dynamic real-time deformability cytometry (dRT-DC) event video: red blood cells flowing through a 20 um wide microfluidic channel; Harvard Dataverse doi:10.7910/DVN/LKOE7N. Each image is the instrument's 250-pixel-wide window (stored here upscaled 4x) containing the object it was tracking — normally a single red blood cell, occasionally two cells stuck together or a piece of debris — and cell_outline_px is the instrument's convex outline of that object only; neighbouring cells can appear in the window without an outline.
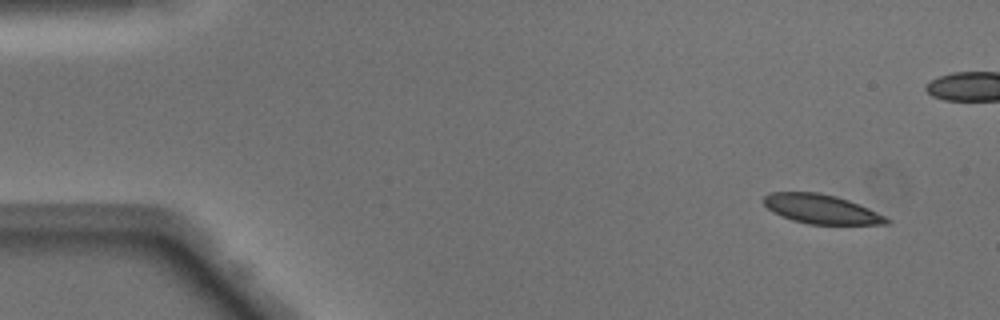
{"species": "Egyptian fruit bat (a non-hibernating species)", "species_latin": "Rousettus aegyptiacus", "temperature_condition": "warm", "stored_images_in_passage": 48, "camera_frame_rate_fps": 3000, "um_per_image_px": 0.085, "animal": {"sex": "male"}, "frame": {"image": 1, "passage_image": 1, "time_ms": 0.0, "image_size_px": [1000, 320], "cell_outline_px": [[892, 220], [888, 224], [808, 224], [792, 220], [772, 212], [764, 204], [764, 196], [772, 192], [820, 192], [836, 196], [848, 200], [868, 208]], "centroid_in_image_um": [69.79, 17.77], "position_along_channel_um": 15.2, "area_um2": 20.81}}
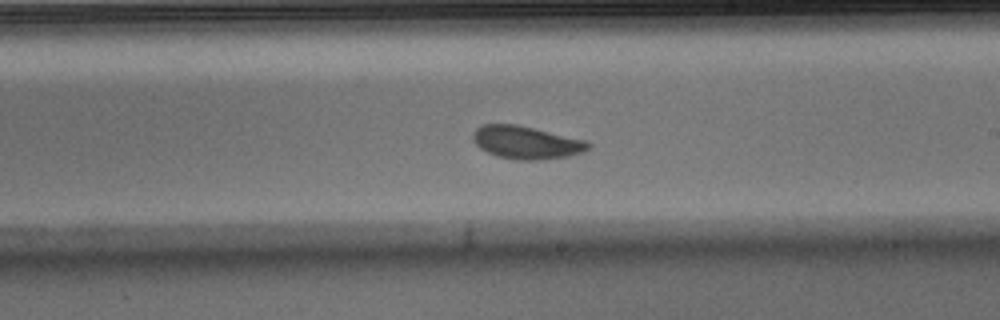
{"frame": {"image": 2, "passage_image": 26, "time_ms": 8.333, "image_size_px": [1000, 320], "cell_outline_px": [[592, 148], [584, 152], [568, 156], [540, 160], [516, 160], [496, 156], [480, 148], [472, 140], [472, 136], [476, 128], [480, 124], [516, 124], [588, 140], [592, 144]], "centroid_in_image_um": [44.77, 12.11], "position_along_channel_um": 244.2, "area_um2": 22.43}}
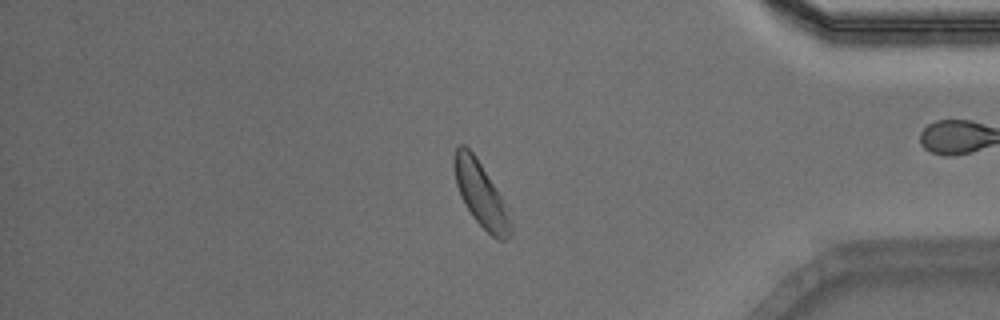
{"frame": {"image": 3, "passage_image": 39, "time_ms": 12.667, "image_size_px": [1000, 320], "cell_outline_px": [[512, 236], [508, 240], [500, 240], [492, 236], [472, 216], [460, 196], [456, 184], [452, 160], [456, 148], [460, 144], [464, 144], [476, 156], [508, 208], [512, 228]], "centroid_in_image_um": [40.87, 16.52], "position_along_channel_um": 394.3, "area_um2": 21.27}, "authors_computed_cell_mechanics": {"area_um2": 21.675, "velocity_mm_per_s": 4.0787, "shape_relaxation_time_tau1_ms": 2.4353, "shape_relaxation_time_tau2_ms": 1.66, "deformation_change_tau1": 0.0971, "deformation_change_tau2": 0.0647}}